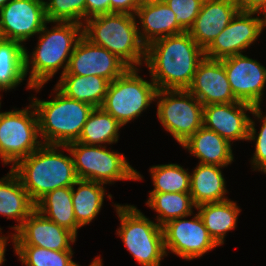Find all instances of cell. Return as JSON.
Listing matches in <instances>:
<instances>
[{"label":"cell","mask_w":266,"mask_h":266,"mask_svg":"<svg viewBox=\"0 0 266 266\" xmlns=\"http://www.w3.org/2000/svg\"><path fill=\"white\" fill-rule=\"evenodd\" d=\"M204 57V50L185 31L148 44L143 63L158 90H187Z\"/></svg>","instance_id":"1"},{"label":"cell","mask_w":266,"mask_h":266,"mask_svg":"<svg viewBox=\"0 0 266 266\" xmlns=\"http://www.w3.org/2000/svg\"><path fill=\"white\" fill-rule=\"evenodd\" d=\"M64 148L70 156L64 155ZM11 170L36 204L47 193L61 187L73 186L78 177L71 153L66 145L42 144L28 157L19 160Z\"/></svg>","instance_id":"2"},{"label":"cell","mask_w":266,"mask_h":266,"mask_svg":"<svg viewBox=\"0 0 266 266\" xmlns=\"http://www.w3.org/2000/svg\"><path fill=\"white\" fill-rule=\"evenodd\" d=\"M55 25L47 29V23L38 33L39 40L31 56L25 48V73L30 69L27 88L38 92L60 68L63 75L68 67L74 47L82 36V25L75 22H51ZM31 57V59L29 58ZM65 63V64H64ZM64 64V65H63Z\"/></svg>","instance_id":"3"},{"label":"cell","mask_w":266,"mask_h":266,"mask_svg":"<svg viewBox=\"0 0 266 266\" xmlns=\"http://www.w3.org/2000/svg\"><path fill=\"white\" fill-rule=\"evenodd\" d=\"M138 28L135 15L109 13L85 20L82 35L115 54L129 68H136L146 57V45L140 39Z\"/></svg>","instance_id":"4"},{"label":"cell","mask_w":266,"mask_h":266,"mask_svg":"<svg viewBox=\"0 0 266 266\" xmlns=\"http://www.w3.org/2000/svg\"><path fill=\"white\" fill-rule=\"evenodd\" d=\"M52 100L44 101L33 97L39 136L46 145H67L77 141L91 111L90 104L66 97L56 87Z\"/></svg>","instance_id":"5"},{"label":"cell","mask_w":266,"mask_h":266,"mask_svg":"<svg viewBox=\"0 0 266 266\" xmlns=\"http://www.w3.org/2000/svg\"><path fill=\"white\" fill-rule=\"evenodd\" d=\"M114 205L121 224L117 234L131 255L142 266H160L166 256L162 226L133 205Z\"/></svg>","instance_id":"6"},{"label":"cell","mask_w":266,"mask_h":266,"mask_svg":"<svg viewBox=\"0 0 266 266\" xmlns=\"http://www.w3.org/2000/svg\"><path fill=\"white\" fill-rule=\"evenodd\" d=\"M71 153L78 179L112 184L116 180H142L124 154L108 151L106 146L73 141L66 145Z\"/></svg>","instance_id":"7"},{"label":"cell","mask_w":266,"mask_h":266,"mask_svg":"<svg viewBox=\"0 0 266 266\" xmlns=\"http://www.w3.org/2000/svg\"><path fill=\"white\" fill-rule=\"evenodd\" d=\"M138 68H128L109 83L101 108L112 115L122 126L136 119L156 101L155 83L138 75Z\"/></svg>","instance_id":"8"},{"label":"cell","mask_w":266,"mask_h":266,"mask_svg":"<svg viewBox=\"0 0 266 266\" xmlns=\"http://www.w3.org/2000/svg\"><path fill=\"white\" fill-rule=\"evenodd\" d=\"M39 138L38 117L32 103L28 108L0 112V158L4 165L12 163L13 167L36 151L43 144Z\"/></svg>","instance_id":"9"},{"label":"cell","mask_w":266,"mask_h":266,"mask_svg":"<svg viewBox=\"0 0 266 266\" xmlns=\"http://www.w3.org/2000/svg\"><path fill=\"white\" fill-rule=\"evenodd\" d=\"M157 117L182 144L203 126V104L188 90H158Z\"/></svg>","instance_id":"10"},{"label":"cell","mask_w":266,"mask_h":266,"mask_svg":"<svg viewBox=\"0 0 266 266\" xmlns=\"http://www.w3.org/2000/svg\"><path fill=\"white\" fill-rule=\"evenodd\" d=\"M262 15L254 17L253 15ZM264 14L239 10L231 22L204 50V56L221 60L242 54L256 41L265 28Z\"/></svg>","instance_id":"11"},{"label":"cell","mask_w":266,"mask_h":266,"mask_svg":"<svg viewBox=\"0 0 266 266\" xmlns=\"http://www.w3.org/2000/svg\"><path fill=\"white\" fill-rule=\"evenodd\" d=\"M162 231L166 255L169 249L179 257L192 260L218 246L198 213L190 220L185 216L172 219L162 225Z\"/></svg>","instance_id":"12"},{"label":"cell","mask_w":266,"mask_h":266,"mask_svg":"<svg viewBox=\"0 0 266 266\" xmlns=\"http://www.w3.org/2000/svg\"><path fill=\"white\" fill-rule=\"evenodd\" d=\"M48 22L44 0H10L0 9L3 39L25 42L37 35Z\"/></svg>","instance_id":"13"},{"label":"cell","mask_w":266,"mask_h":266,"mask_svg":"<svg viewBox=\"0 0 266 266\" xmlns=\"http://www.w3.org/2000/svg\"><path fill=\"white\" fill-rule=\"evenodd\" d=\"M128 68L115 54L91 43L82 35L74 47L67 70L63 75H95L111 82Z\"/></svg>","instance_id":"14"},{"label":"cell","mask_w":266,"mask_h":266,"mask_svg":"<svg viewBox=\"0 0 266 266\" xmlns=\"http://www.w3.org/2000/svg\"><path fill=\"white\" fill-rule=\"evenodd\" d=\"M221 61L235 98L259 107L266 84V67L243 54L230 56Z\"/></svg>","instance_id":"15"},{"label":"cell","mask_w":266,"mask_h":266,"mask_svg":"<svg viewBox=\"0 0 266 266\" xmlns=\"http://www.w3.org/2000/svg\"><path fill=\"white\" fill-rule=\"evenodd\" d=\"M12 236L13 245H32L54 251H73L76 235L34 210Z\"/></svg>","instance_id":"16"},{"label":"cell","mask_w":266,"mask_h":266,"mask_svg":"<svg viewBox=\"0 0 266 266\" xmlns=\"http://www.w3.org/2000/svg\"><path fill=\"white\" fill-rule=\"evenodd\" d=\"M254 106L242 101L203 106V126L215 131L229 143L248 140L250 117Z\"/></svg>","instance_id":"17"},{"label":"cell","mask_w":266,"mask_h":266,"mask_svg":"<svg viewBox=\"0 0 266 266\" xmlns=\"http://www.w3.org/2000/svg\"><path fill=\"white\" fill-rule=\"evenodd\" d=\"M187 90L203 106L238 101L232 93L222 61L217 59L204 57L200 61L193 81Z\"/></svg>","instance_id":"18"},{"label":"cell","mask_w":266,"mask_h":266,"mask_svg":"<svg viewBox=\"0 0 266 266\" xmlns=\"http://www.w3.org/2000/svg\"><path fill=\"white\" fill-rule=\"evenodd\" d=\"M239 10L235 0H204L198 16L187 32L205 50Z\"/></svg>","instance_id":"19"},{"label":"cell","mask_w":266,"mask_h":266,"mask_svg":"<svg viewBox=\"0 0 266 266\" xmlns=\"http://www.w3.org/2000/svg\"><path fill=\"white\" fill-rule=\"evenodd\" d=\"M175 16L164 1L143 0L135 13V18L140 20L138 26L140 23L143 28H138L141 41L147 46L157 39L185 32L177 24Z\"/></svg>","instance_id":"20"},{"label":"cell","mask_w":266,"mask_h":266,"mask_svg":"<svg viewBox=\"0 0 266 266\" xmlns=\"http://www.w3.org/2000/svg\"><path fill=\"white\" fill-rule=\"evenodd\" d=\"M231 144L215 131L202 126L181 145L196 156L199 163L227 167L234 160Z\"/></svg>","instance_id":"21"},{"label":"cell","mask_w":266,"mask_h":266,"mask_svg":"<svg viewBox=\"0 0 266 266\" xmlns=\"http://www.w3.org/2000/svg\"><path fill=\"white\" fill-rule=\"evenodd\" d=\"M35 209L36 205L22 186L19 177L10 169L9 173L0 179V214L7 219L15 218L19 222L11 227L16 232Z\"/></svg>","instance_id":"22"},{"label":"cell","mask_w":266,"mask_h":266,"mask_svg":"<svg viewBox=\"0 0 266 266\" xmlns=\"http://www.w3.org/2000/svg\"><path fill=\"white\" fill-rule=\"evenodd\" d=\"M221 169V166L202 163L195 167L190 175V195L196 206L229 200L224 196L228 191Z\"/></svg>","instance_id":"23"},{"label":"cell","mask_w":266,"mask_h":266,"mask_svg":"<svg viewBox=\"0 0 266 266\" xmlns=\"http://www.w3.org/2000/svg\"><path fill=\"white\" fill-rule=\"evenodd\" d=\"M109 83L101 76L61 75L55 87L68 98L99 108L104 102Z\"/></svg>","instance_id":"24"},{"label":"cell","mask_w":266,"mask_h":266,"mask_svg":"<svg viewBox=\"0 0 266 266\" xmlns=\"http://www.w3.org/2000/svg\"><path fill=\"white\" fill-rule=\"evenodd\" d=\"M196 209L210 237L218 246L224 244L226 233L236 228L238 215L241 212L236 202L230 199L200 204Z\"/></svg>","instance_id":"25"},{"label":"cell","mask_w":266,"mask_h":266,"mask_svg":"<svg viewBox=\"0 0 266 266\" xmlns=\"http://www.w3.org/2000/svg\"><path fill=\"white\" fill-rule=\"evenodd\" d=\"M36 210L51 221L62 226L76 236L81 226L77 223L72 203V186L57 188L44 197L36 204Z\"/></svg>","instance_id":"26"},{"label":"cell","mask_w":266,"mask_h":266,"mask_svg":"<svg viewBox=\"0 0 266 266\" xmlns=\"http://www.w3.org/2000/svg\"><path fill=\"white\" fill-rule=\"evenodd\" d=\"M75 186H78L77 189ZM103 186V183L81 179L72 186L74 215L81 227L92 222L99 214L105 196Z\"/></svg>","instance_id":"27"},{"label":"cell","mask_w":266,"mask_h":266,"mask_svg":"<svg viewBox=\"0 0 266 266\" xmlns=\"http://www.w3.org/2000/svg\"><path fill=\"white\" fill-rule=\"evenodd\" d=\"M22 44L0 40V91L14 89L25 80V47Z\"/></svg>","instance_id":"28"},{"label":"cell","mask_w":266,"mask_h":266,"mask_svg":"<svg viewBox=\"0 0 266 266\" xmlns=\"http://www.w3.org/2000/svg\"><path fill=\"white\" fill-rule=\"evenodd\" d=\"M122 125L101 107L94 108L89 114L77 142L86 145L102 146L118 142Z\"/></svg>","instance_id":"29"},{"label":"cell","mask_w":266,"mask_h":266,"mask_svg":"<svg viewBox=\"0 0 266 266\" xmlns=\"http://www.w3.org/2000/svg\"><path fill=\"white\" fill-rule=\"evenodd\" d=\"M149 195L146 204L158 213L156 219L160 226L172 219L187 218L193 214L192 208H196L190 193L150 192Z\"/></svg>","instance_id":"30"},{"label":"cell","mask_w":266,"mask_h":266,"mask_svg":"<svg viewBox=\"0 0 266 266\" xmlns=\"http://www.w3.org/2000/svg\"><path fill=\"white\" fill-rule=\"evenodd\" d=\"M150 173L154 189L150 192L190 193V174L178 164L152 166Z\"/></svg>","instance_id":"31"},{"label":"cell","mask_w":266,"mask_h":266,"mask_svg":"<svg viewBox=\"0 0 266 266\" xmlns=\"http://www.w3.org/2000/svg\"><path fill=\"white\" fill-rule=\"evenodd\" d=\"M14 251L26 266H81L72 260L73 251H54L32 245H14Z\"/></svg>","instance_id":"32"},{"label":"cell","mask_w":266,"mask_h":266,"mask_svg":"<svg viewBox=\"0 0 266 266\" xmlns=\"http://www.w3.org/2000/svg\"><path fill=\"white\" fill-rule=\"evenodd\" d=\"M44 6L48 22H75L83 25L86 20L85 0H45Z\"/></svg>","instance_id":"33"},{"label":"cell","mask_w":266,"mask_h":266,"mask_svg":"<svg viewBox=\"0 0 266 266\" xmlns=\"http://www.w3.org/2000/svg\"><path fill=\"white\" fill-rule=\"evenodd\" d=\"M261 106L254 107L252 114L258 118V120L261 119L262 126L260 128L259 133H256L255 129V122L250 118L249 123V133H248V141L255 140V152L253 155V158L251 159L252 167L255 170H259L263 173H266V115H262Z\"/></svg>","instance_id":"34"},{"label":"cell","mask_w":266,"mask_h":266,"mask_svg":"<svg viewBox=\"0 0 266 266\" xmlns=\"http://www.w3.org/2000/svg\"><path fill=\"white\" fill-rule=\"evenodd\" d=\"M175 13L177 24L188 31L198 16L204 0H165L164 1Z\"/></svg>","instance_id":"35"},{"label":"cell","mask_w":266,"mask_h":266,"mask_svg":"<svg viewBox=\"0 0 266 266\" xmlns=\"http://www.w3.org/2000/svg\"><path fill=\"white\" fill-rule=\"evenodd\" d=\"M143 0H110V13L135 15Z\"/></svg>","instance_id":"36"},{"label":"cell","mask_w":266,"mask_h":266,"mask_svg":"<svg viewBox=\"0 0 266 266\" xmlns=\"http://www.w3.org/2000/svg\"><path fill=\"white\" fill-rule=\"evenodd\" d=\"M86 20L88 18L110 13V0H85Z\"/></svg>","instance_id":"37"},{"label":"cell","mask_w":266,"mask_h":266,"mask_svg":"<svg viewBox=\"0 0 266 266\" xmlns=\"http://www.w3.org/2000/svg\"><path fill=\"white\" fill-rule=\"evenodd\" d=\"M240 10L266 13V0H235Z\"/></svg>","instance_id":"38"},{"label":"cell","mask_w":266,"mask_h":266,"mask_svg":"<svg viewBox=\"0 0 266 266\" xmlns=\"http://www.w3.org/2000/svg\"><path fill=\"white\" fill-rule=\"evenodd\" d=\"M9 236H0V266L3 264L5 259L6 244L8 243Z\"/></svg>","instance_id":"39"},{"label":"cell","mask_w":266,"mask_h":266,"mask_svg":"<svg viewBox=\"0 0 266 266\" xmlns=\"http://www.w3.org/2000/svg\"><path fill=\"white\" fill-rule=\"evenodd\" d=\"M90 266H103L102 264V259H100V257H96L95 259H93L92 263L90 264Z\"/></svg>","instance_id":"40"},{"label":"cell","mask_w":266,"mask_h":266,"mask_svg":"<svg viewBox=\"0 0 266 266\" xmlns=\"http://www.w3.org/2000/svg\"><path fill=\"white\" fill-rule=\"evenodd\" d=\"M10 0H0V9L6 5Z\"/></svg>","instance_id":"41"},{"label":"cell","mask_w":266,"mask_h":266,"mask_svg":"<svg viewBox=\"0 0 266 266\" xmlns=\"http://www.w3.org/2000/svg\"><path fill=\"white\" fill-rule=\"evenodd\" d=\"M145 1L161 2V1H165V0H145Z\"/></svg>","instance_id":"42"},{"label":"cell","mask_w":266,"mask_h":266,"mask_svg":"<svg viewBox=\"0 0 266 266\" xmlns=\"http://www.w3.org/2000/svg\"><path fill=\"white\" fill-rule=\"evenodd\" d=\"M265 26H266V13L264 14Z\"/></svg>","instance_id":"43"}]
</instances>
